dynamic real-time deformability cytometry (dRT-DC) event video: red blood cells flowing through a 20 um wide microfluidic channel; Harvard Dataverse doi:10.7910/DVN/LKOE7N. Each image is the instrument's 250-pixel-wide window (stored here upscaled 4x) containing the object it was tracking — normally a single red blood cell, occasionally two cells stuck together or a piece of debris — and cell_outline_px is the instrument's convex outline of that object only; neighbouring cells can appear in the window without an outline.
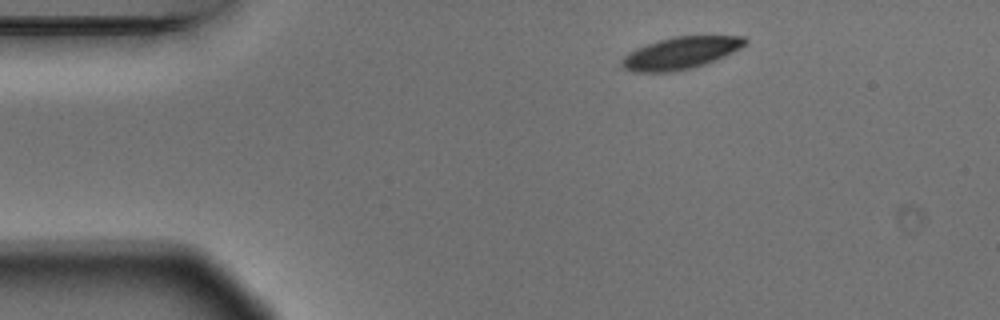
{"species": "Egyptian fruit bat (a non-hibernating species)", "species_latin": "Rousettus aegyptiacus", "temperature_condition": "warm", "stored_images_in_passage": 3, "camera_frame_rate_fps": 3000, "um_per_image_px": 0.085, "animal": {"sex": "male"}, "frame": {"image": 1, "passage_image": 1, "time_ms": 0.0, "image_size_px": [1000, 320], "cell_outline_px": [[748, 40], [740, 48], [724, 56], [704, 64], [692, 68], [672, 72], [632, 72], [624, 68], [620, 64], [620, 60], [628, 52], [636, 48], [660, 40], [676, 36], [744, 36]], "centroid_in_image_um": [57.81, 4.51], "position_along_channel_um": 27.2, "area_um2": 22.89}}